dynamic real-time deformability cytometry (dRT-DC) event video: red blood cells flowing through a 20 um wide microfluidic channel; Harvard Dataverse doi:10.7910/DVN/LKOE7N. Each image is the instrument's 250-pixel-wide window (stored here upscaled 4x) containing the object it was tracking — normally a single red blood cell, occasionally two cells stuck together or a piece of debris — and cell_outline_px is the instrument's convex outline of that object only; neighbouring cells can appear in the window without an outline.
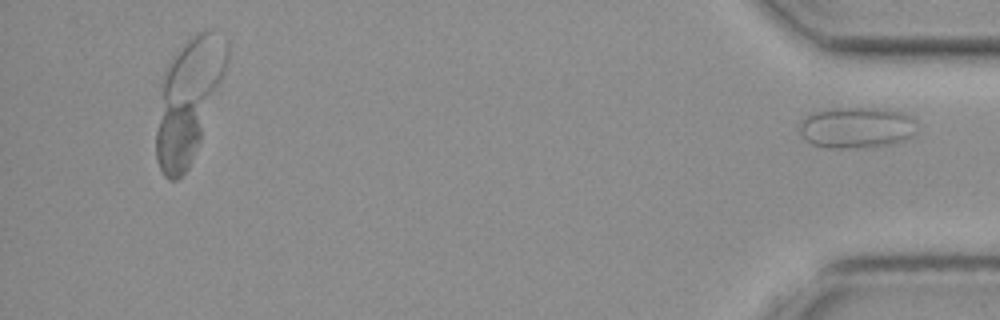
{"species": "common noctule bat (a hibernating species)", "species_latin": "Nyctalus noctula", "temperature_condition": "cold", "stored_images_in_passage": 36, "camera_frame_rate_fps": 3000, "um_per_image_px": 0.085, "animal": {"sex": "female", "body_mass_g": 19.3, "forearm_length_mm": 54.1}, "frame": {"image": 1, "passage_image": 36, "time_ms": 11.667, "image_size_px": [1000, 320], "cell_outline_px": [[916, 120], [908, 136], [896, 140], [880, 144], [848, 148], [828, 148], [812, 144], [800, 132], [800, 120], [816, 112], [836, 108], [888, 108], [904, 112], [912, 116]], "centroid_in_image_um": [72.75, 10.8], "position_along_channel_um": 362.5, "area_um2": 27.17}}